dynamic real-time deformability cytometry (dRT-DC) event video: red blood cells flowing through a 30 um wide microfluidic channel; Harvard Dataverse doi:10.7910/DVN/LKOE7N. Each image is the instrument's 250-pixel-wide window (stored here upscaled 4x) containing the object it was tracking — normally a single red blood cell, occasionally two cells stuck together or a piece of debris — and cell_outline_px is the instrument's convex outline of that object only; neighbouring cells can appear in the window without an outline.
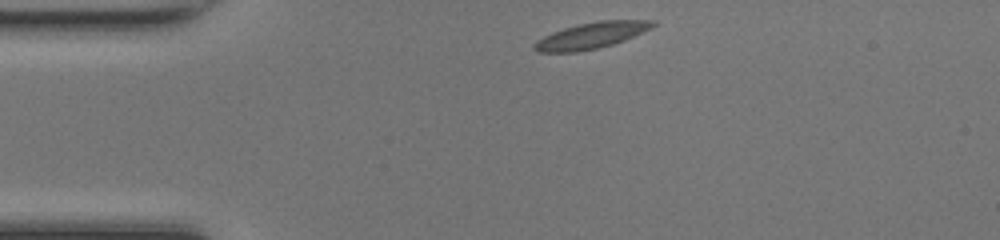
{"species": "common noctule bat (a hibernating species)", "species_latin": "Nyctalus noctula", "temperature_condition": "room temperature", "stored_images_in_passage": 40, "camera_frame_rate_fps": 3000, "um_per_image_px": 0.085, "animal": {"sex": "female", "body_mass_g": 17.0, "forearm_length_mm": 48.0}, "frame": {"image": 1, "passage_image": 1, "time_ms": 0.0, "image_size_px": [1000, 240], "cell_outline_px": [[656, 24], [652, 28], [624, 40], [612, 44], [596, 48], [576, 52], [536, 52], [532, 48], [532, 44], [536, 40], [552, 32], [564, 28], [580, 24], [600, 20], [656, 20]], "centroid_in_image_um": [50.24, 3.01], "position_along_channel_um": 34.8, "area_um2": 18.03}}
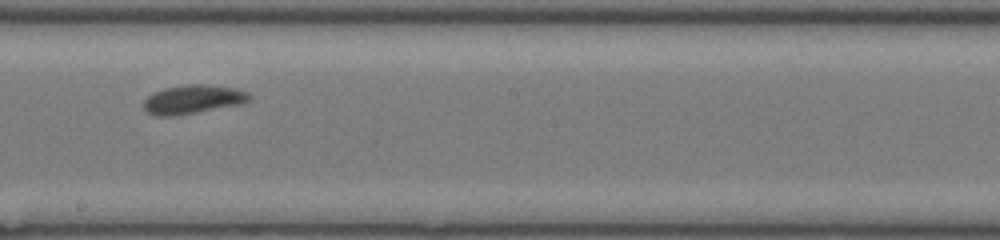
{"frame": {"image": 2, "passage_image": 18, "time_ms": 5.667, "image_size_px": [1000, 240], "cell_outline_px": [[252, 100], [244, 104], [172, 116], [156, 116], [148, 112], [144, 108], [144, 100], [148, 96], [164, 88], [188, 84], [208, 84], [236, 88], [248, 92], [252, 96]], "centroid_in_image_um": [16.48, 8.44], "position_along_channel_um": 231.7, "area_um2": 17.86}}
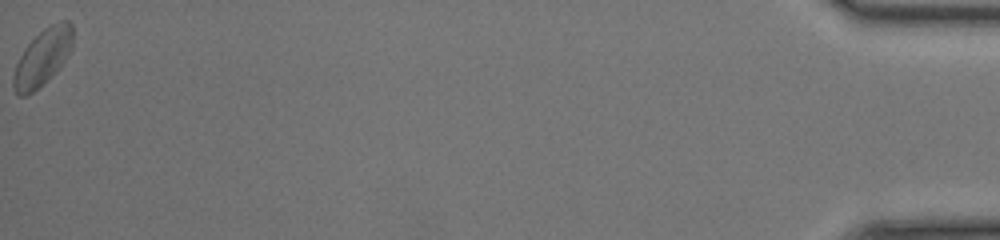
{"frame": {"image": 3, "passage_image": 40, "time_ms": 13.0, "image_size_px": [1000, 240], "cell_outline_px": [[72, 48], [68, 56], [28, 96], [20, 96], [16, 92], [12, 84], [12, 76], [16, 64], [24, 48], [44, 28], [60, 20], [68, 20], [72, 24]], "centroid_in_image_um": [3.6, 4.83], "position_along_channel_um": 431.6, "area_um2": 18.96}, "authors_computed_cell_mechanics": {"area_um2": 17.5423, "velocity_mm_per_s": 4.1999, "shape_relaxation_time_tau1_ms": 1.8609, "shape_relaxation_time_tau2_ms": 1.618, "deformation_change_tau1": 0.0924, "deformation_change_tau2": 0.045}}